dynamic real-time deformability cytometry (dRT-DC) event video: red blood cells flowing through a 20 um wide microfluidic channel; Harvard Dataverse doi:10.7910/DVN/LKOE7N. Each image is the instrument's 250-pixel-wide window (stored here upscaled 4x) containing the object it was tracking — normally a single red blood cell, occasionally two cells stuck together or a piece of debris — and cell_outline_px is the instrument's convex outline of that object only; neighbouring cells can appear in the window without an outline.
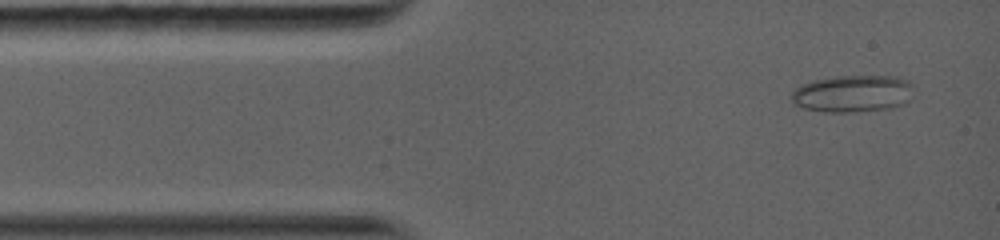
{"species": "common noctule bat (a hibernating species)", "species_latin": "Nyctalus noctula", "temperature_condition": "warm", "stored_images_in_passage": 5, "camera_frame_rate_fps": 5000, "um_per_image_px": 0.085, "animal": {"sex": "female", "body_mass_g": 19.0, "forearm_length_mm": 56.7}, "frame": {"image": 1, "passage_image": 1, "time_ms": 0.0, "image_size_px": [1000, 240], "cell_outline_px": [[912, 88], [908, 100], [904, 104], [892, 108], [852, 112], [824, 112], [804, 108], [796, 104], [792, 100], [792, 92], [796, 88], [804, 84], [816, 80], [840, 76], [896, 76], [908, 80], [912, 84]], "centroid_in_image_um": [72.51, 7.96], "position_along_channel_um": 12.5, "area_um2": 26.18}}
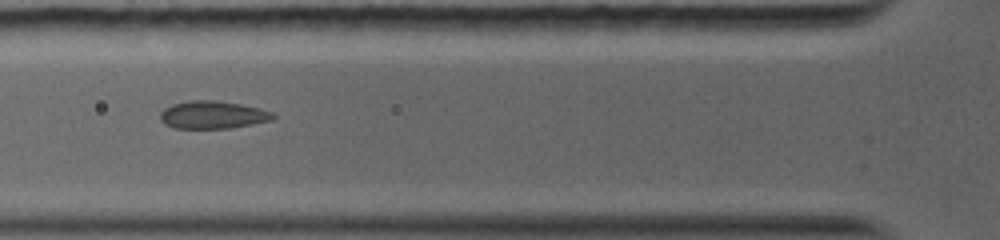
{"frame": {"image": 2, "passage_image": 4, "time_ms": 3.6, "image_size_px": [1000, 240], "cell_outline_px": [[276, 116], [272, 120], [252, 124], [228, 128], [176, 128], [164, 124], [160, 120], [160, 112], [164, 108], [172, 104], [188, 100], [216, 100], [240, 104], [260, 108], [272, 112]], "centroid_in_image_um": [18.06, 9.75], "position_along_channel_um": 107.7, "area_um2": 18.26}}
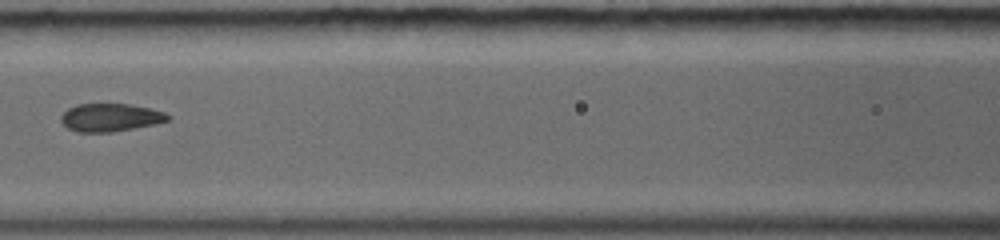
{"frame": {"image": 3, "passage_image": 5, "time_ms": 4.8, "image_size_px": [1000, 240], "cell_outline_px": [[172, 116], [168, 120], [152, 124], [112, 132], [76, 132], [68, 128], [60, 120], [60, 116], [68, 108], [76, 104], [128, 104], [148, 108], [164, 112]], "centroid_in_image_um": [9.34, 9.98], "position_along_channel_um": 157.3, "area_um2": 17.22}}